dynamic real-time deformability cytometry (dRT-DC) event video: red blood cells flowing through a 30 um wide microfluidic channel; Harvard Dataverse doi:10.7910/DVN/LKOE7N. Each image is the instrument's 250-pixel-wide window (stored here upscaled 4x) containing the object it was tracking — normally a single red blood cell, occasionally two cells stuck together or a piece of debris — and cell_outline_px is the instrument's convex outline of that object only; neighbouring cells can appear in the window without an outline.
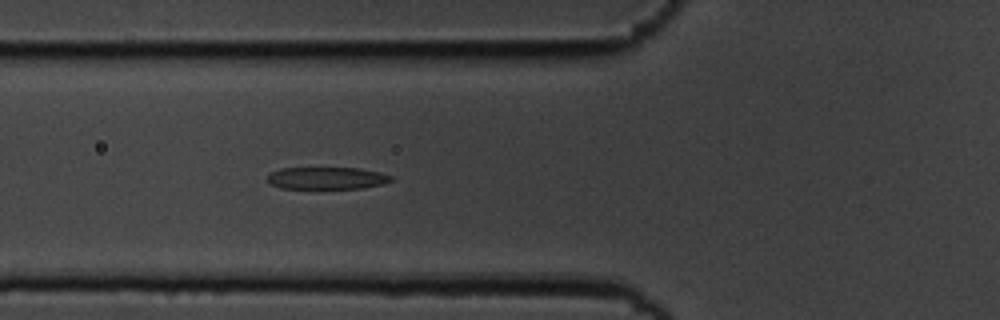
{"species": "common noctule bat (a hibernating species)", "species_latin": "Nyctalus noctula", "temperature_condition": "cold", "stored_images_in_passage": 6, "camera_frame_rate_fps": 3000, "um_per_image_px": 0.085, "animal": {"sex": "male", "body_mass_g": 19.5, "forearm_length_mm": 54.6}, "frame": {"image": 1, "passage_image": 6, "time_ms": 1.667, "image_size_px": [1000, 320], "cell_outline_px": [[392, 180], [384, 184], [364, 188], [280, 188], [272, 184], [268, 180], [268, 176], [272, 172], [280, 168], [360, 168], [380, 172], [392, 176]], "centroid_in_image_um": [27.82, 15.14], "position_along_channel_um": 98.0, "area_um2": 15.9}}